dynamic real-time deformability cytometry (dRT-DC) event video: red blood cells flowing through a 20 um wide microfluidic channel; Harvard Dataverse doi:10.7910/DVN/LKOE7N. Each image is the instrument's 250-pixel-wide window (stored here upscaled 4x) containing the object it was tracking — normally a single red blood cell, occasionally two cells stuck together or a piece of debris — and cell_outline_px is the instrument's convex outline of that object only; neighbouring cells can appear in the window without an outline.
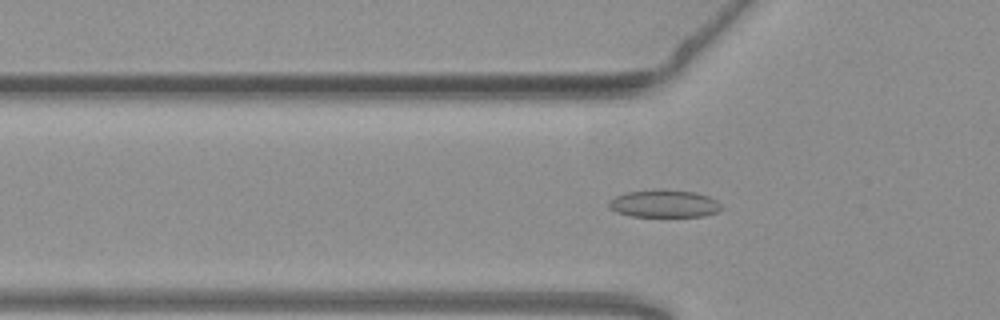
{"species": "common noctule bat (a hibernating species)", "species_latin": "Nyctalus noctula", "temperature_condition": "warm", "stored_images_in_passage": 53, "camera_frame_rate_fps": 3000, "um_per_image_px": 0.085, "animal": {"sex": "female", "body_mass_g": 19.3, "forearm_length_mm": 54.1}, "frame": {"image": 1, "passage_image": 17, "time_ms": 5.333, "image_size_px": [1000, 320], "cell_outline_px": [[724, 208], [720, 212], [704, 216], [632, 216], [616, 212], [608, 208], [608, 204], [616, 196], [628, 192], [660, 188], [696, 192], [708, 196], [716, 200]], "centroid_in_image_um": [56.5, 17.3], "position_along_channel_um": 69.3, "area_um2": 18.26}}
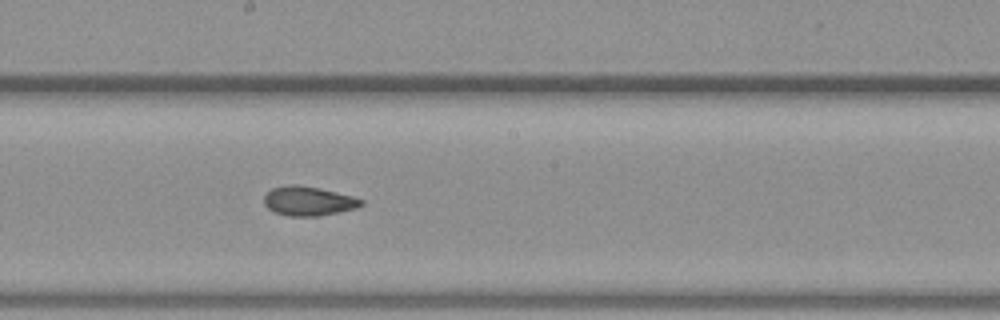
{"frame": {"image": 2, "passage_image": 29, "time_ms": 9.333, "image_size_px": [1000, 320], "cell_outline_px": [[364, 204], [356, 208], [320, 216], [288, 216], [272, 212], [264, 204], [264, 196], [272, 188], [288, 184], [296, 184], [336, 192], [352, 196], [364, 200]], "centroid_in_image_um": [26.19, 17.1], "position_along_channel_um": 222.0, "area_um2": 16.59}}
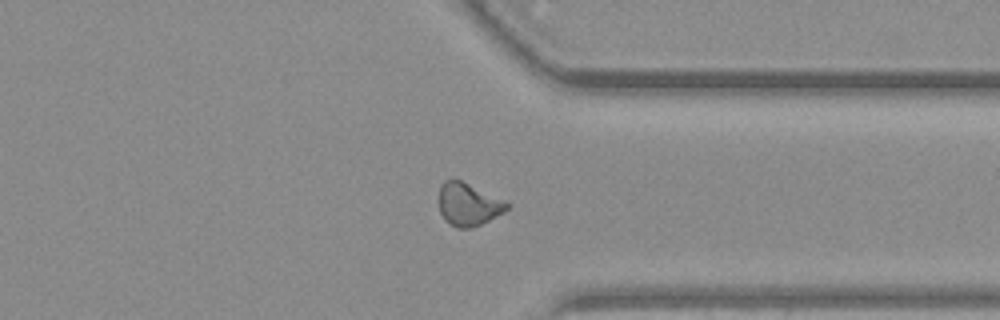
{"frame": {"image": 3, "passage_image": 41, "time_ms": 13.333, "image_size_px": [1000, 320], "cell_outline_px": [[512, 204], [504, 212], [472, 228], [456, 228], [444, 220], [440, 212], [440, 184], [444, 180], [452, 176], [504, 200]], "centroid_in_image_um": [39.79, 17.35], "position_along_channel_um": 371.6, "area_um2": 17.05}, "authors_computed_cell_mechanics": {"area_um2": 17.1088, "velocity_mm_per_s": 3.8032, "shape_relaxation_time_tau1_ms": null, "shape_relaxation_time_tau2_ms": 1.9724, "deformation_change_tau1": null, "deformation_change_tau2": 0.0648}}